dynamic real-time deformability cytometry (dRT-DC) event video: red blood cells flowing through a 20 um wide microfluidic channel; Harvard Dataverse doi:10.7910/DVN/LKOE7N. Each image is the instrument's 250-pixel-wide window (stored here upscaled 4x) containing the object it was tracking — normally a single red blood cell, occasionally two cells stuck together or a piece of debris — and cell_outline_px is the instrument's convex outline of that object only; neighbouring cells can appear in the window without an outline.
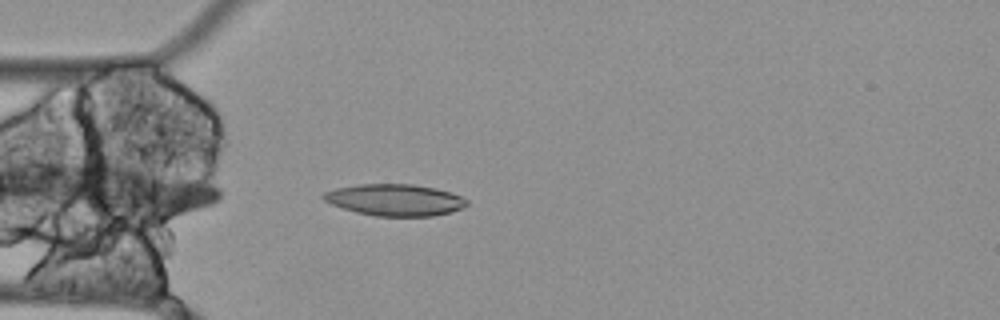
{"species": "Egyptian fruit bat (a non-hibernating species)", "species_latin": "Rousettus aegyptiacus", "temperature_condition": "cold", "stored_images_in_passage": 5, "camera_frame_rate_fps": 3000, "um_per_image_px": 0.085, "animal": {"sex": "female"}, "frame": {"image": 1, "passage_image": 1, "time_ms": 0.0, "image_size_px": [1000, 320], "cell_outline_px": [[468, 204], [464, 208], [432, 216], [376, 216], [356, 212], [332, 204], [324, 200], [320, 196], [324, 192], [336, 188], [360, 184], [412, 184], [436, 188], [460, 196], [468, 200]], "centroid_in_image_um": [33.56, 16.99], "position_along_channel_um": 51.4, "area_um2": 26.3}}
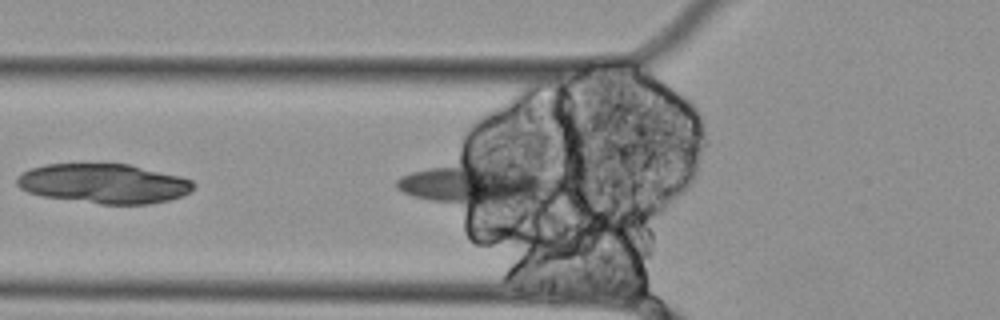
{"frame": {"image": 2, "passage_image": 4, "time_ms": 1.0, "image_size_px": [1000, 320], "cell_outline_px": [[196, 184], [188, 192], [180, 196], [168, 200], [148, 204], [100, 204], [40, 196], [28, 192], [20, 188], [16, 184], [16, 176], [20, 172], [44, 164], [128, 164], [180, 176], [192, 180]], "centroid_in_image_um": [8.77, 15.6], "position_along_channel_um": 117.0, "area_um2": 40.81}}